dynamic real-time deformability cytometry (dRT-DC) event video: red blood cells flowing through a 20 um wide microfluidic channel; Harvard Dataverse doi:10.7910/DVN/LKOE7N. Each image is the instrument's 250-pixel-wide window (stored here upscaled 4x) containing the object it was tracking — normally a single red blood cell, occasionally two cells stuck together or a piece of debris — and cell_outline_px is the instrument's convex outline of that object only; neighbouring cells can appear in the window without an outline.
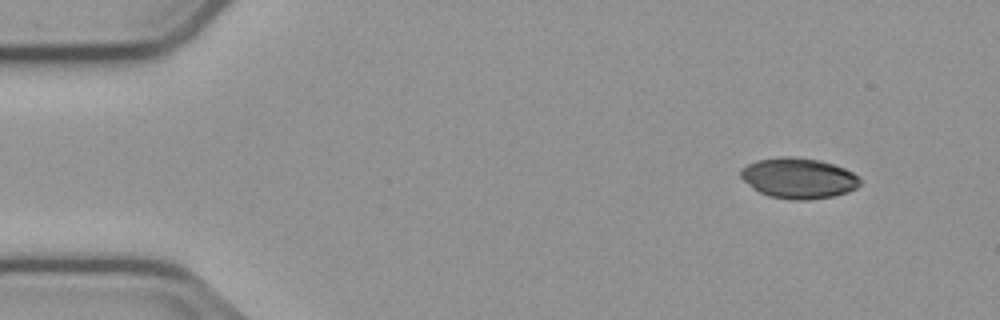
{"species": "common noctule bat (a hibernating species)", "species_latin": "Nyctalus noctula", "temperature_condition": "cold", "stored_images_in_passage": 4, "camera_frame_rate_fps": 3000, "um_per_image_px": 0.085, "animal": {"sex": "male", "body_mass_g": 23.1, "forearm_length_mm": 52.7}, "frame": {"image": 1, "passage_image": 1, "time_ms": 0.0, "image_size_px": [1000, 320], "cell_outline_px": [[860, 184], [856, 188], [848, 192], [832, 196], [808, 200], [792, 200], [768, 196], [752, 188], [740, 176], [740, 168], [756, 160], [780, 156], [796, 156], [820, 160], [844, 168], [852, 172], [860, 180]], "centroid_in_image_um": [67.84, 15.13], "position_along_channel_um": 17.2, "area_um2": 28.32}}
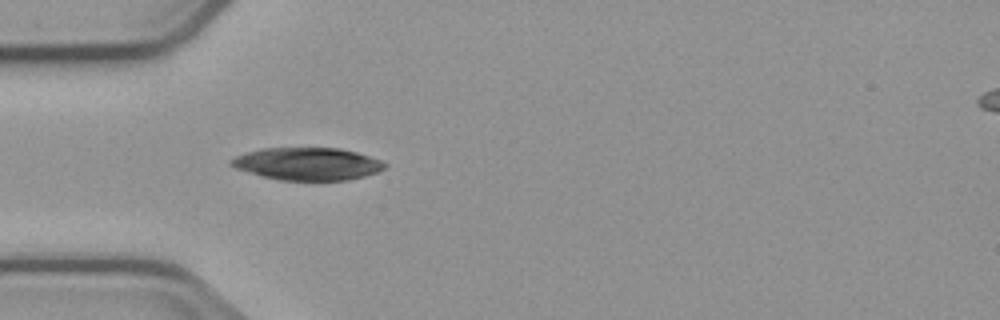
{"frame": {"image": 2, "passage_image": 4, "time_ms": 3.667, "image_size_px": [1000, 320], "cell_outline_px": [[388, 164], [384, 168], [376, 172], [364, 176], [348, 180], [280, 180], [264, 176], [236, 168], [228, 164], [228, 160], [236, 156], [248, 152], [264, 148], [340, 148], [356, 152], [380, 160]], "centroid_in_image_um": [26.13, 13.92], "position_along_channel_um": 58.9, "area_um2": 28.84}}